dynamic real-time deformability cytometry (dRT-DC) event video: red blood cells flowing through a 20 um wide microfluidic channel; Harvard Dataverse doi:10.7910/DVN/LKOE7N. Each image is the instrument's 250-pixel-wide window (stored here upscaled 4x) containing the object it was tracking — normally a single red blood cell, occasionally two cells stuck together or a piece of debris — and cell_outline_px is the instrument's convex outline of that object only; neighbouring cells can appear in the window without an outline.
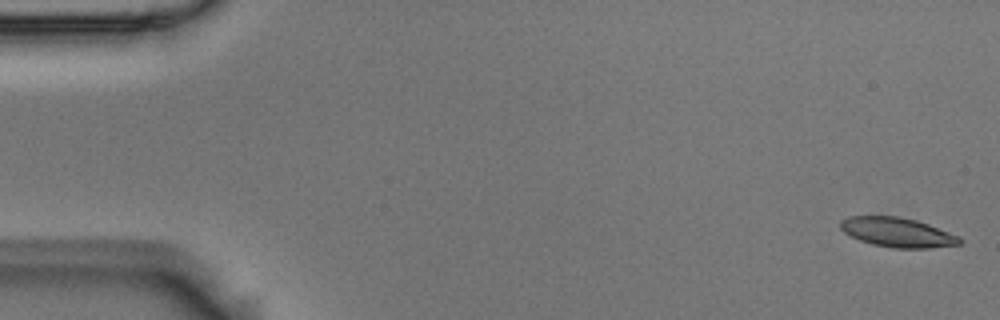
{"species": "Egyptian fruit bat (a non-hibernating species)", "species_latin": "Rousettus aegyptiacus", "temperature_condition": "room temperature", "stored_images_in_passage": 4, "camera_frame_rate_fps": 3000, "um_per_image_px": 0.085, "animal": {"sex": "male"}, "frame": {"image": 1, "passage_image": 1, "time_ms": 0.0, "image_size_px": [1000, 320], "cell_outline_px": [[964, 240], [960, 244], [932, 248], [896, 248], [872, 244], [860, 240], [844, 232], [840, 228], [840, 220], [848, 216], [896, 216], [916, 220], [928, 224], [960, 236]], "centroid_in_image_um": [76.3, 19.75], "position_along_channel_um": 8.7, "area_um2": 20.52}}
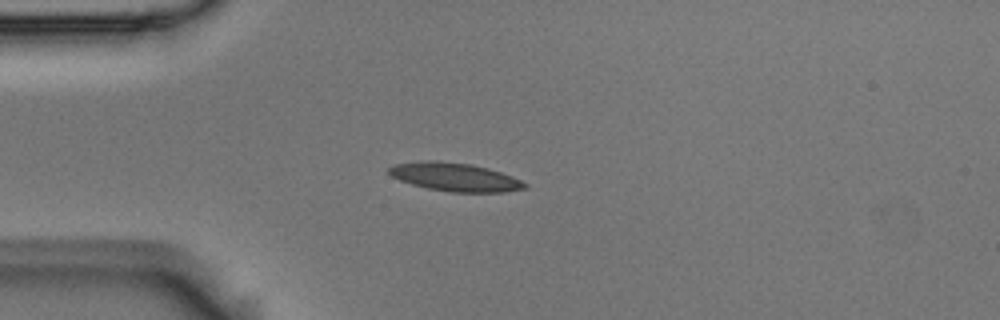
{"frame": {"image": 2, "passage_image": 4, "time_ms": 1.0, "image_size_px": [1000, 320], "cell_outline_px": [[528, 184], [524, 188], [504, 192], [452, 192], [428, 188], [412, 184], [400, 180], [392, 176], [388, 172], [388, 168], [396, 164], [424, 160], [436, 160], [472, 164], [488, 168], [512, 176]], "centroid_in_image_um": [38.66, 15.04], "position_along_channel_um": 46.3, "area_um2": 22.31}}